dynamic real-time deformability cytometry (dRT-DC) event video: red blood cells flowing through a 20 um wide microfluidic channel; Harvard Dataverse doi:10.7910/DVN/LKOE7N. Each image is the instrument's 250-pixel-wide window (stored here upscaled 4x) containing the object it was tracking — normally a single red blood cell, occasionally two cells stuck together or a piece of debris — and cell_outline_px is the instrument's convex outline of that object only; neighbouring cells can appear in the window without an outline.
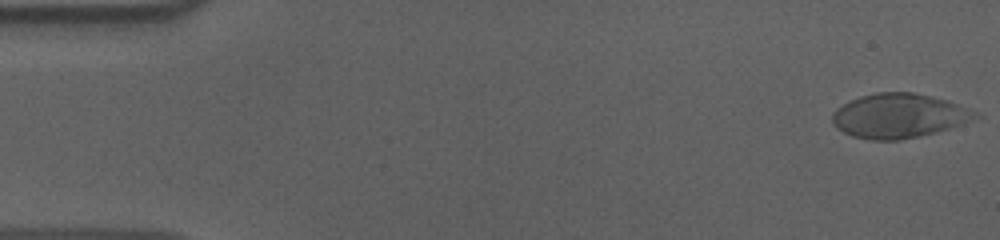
{"species": "human", "species_latin": "Homo sapiens", "temperature_condition": "cold", "stored_images_in_passage": 56, "camera_frame_rate_fps": 3000, "um_per_image_px": 0.085, "donor": {"sex": "male"}, "frame": {"image": 1, "passage_image": 1, "time_ms": 0.0, "image_size_px": [1000, 240], "cell_outline_px": [[984, 116], [936, 132], [900, 140], [872, 140], [852, 136], [836, 128], [832, 124], [832, 116], [836, 108], [860, 96], [876, 92], [912, 92], [948, 100], [968, 108]], "centroid_in_image_um": [76.4, 9.84], "position_along_channel_um": 8.6, "area_um2": 36.88}}
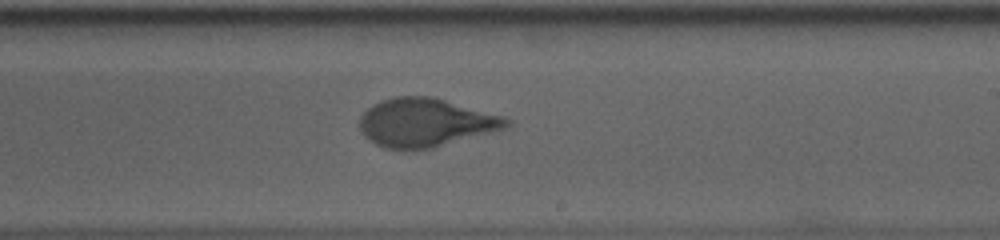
{"frame": {"image": 2, "passage_image": 33, "time_ms": 10.667, "image_size_px": [1000, 240], "cell_outline_px": [[512, 124], [504, 128], [432, 148], [384, 148], [368, 140], [364, 136], [360, 128], [360, 116], [372, 104], [380, 100], [396, 96], [432, 96], [504, 116], [512, 120]], "centroid_in_image_um": [36.15, 10.39], "position_along_channel_um": 252.8, "area_um2": 41.15}}
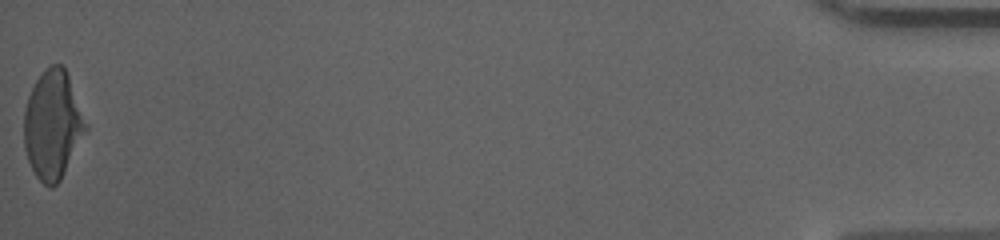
{"frame": {"image": 3, "passage_image": 56, "time_ms": 18.333, "image_size_px": [1000, 240], "cell_outline_px": [[88, 128], [60, 180], [52, 188], [48, 188], [36, 176], [28, 160], [24, 148], [24, 112], [28, 96], [36, 80], [44, 68], [52, 64], [60, 64], [64, 68], [68, 76], [88, 124]], "centroid_in_image_um": [4.47, 10.61], "position_along_channel_um": 430.7, "area_um2": 38.84}, "authors_computed_cell_mechanics": {"area_um2": 39.5352, "velocity_mm_per_s": 3.6191, "shape_relaxation_time_tau1_ms": 6.5886, "shape_relaxation_time_tau2_ms": null, "deformation_change_tau1": 0.2251, "deformation_change_tau2": null}}